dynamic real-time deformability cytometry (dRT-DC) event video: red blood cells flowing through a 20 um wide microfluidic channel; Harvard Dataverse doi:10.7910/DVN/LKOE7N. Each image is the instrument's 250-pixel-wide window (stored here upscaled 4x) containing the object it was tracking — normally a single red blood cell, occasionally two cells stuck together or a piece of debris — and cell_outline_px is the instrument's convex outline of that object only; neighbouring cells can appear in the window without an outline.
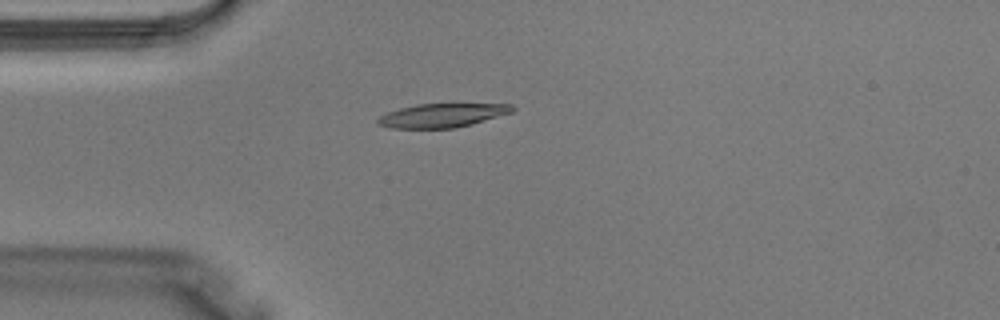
{"species": "Egyptian fruit bat (a non-hibernating species)", "species_latin": "Rousettus aegyptiacus", "temperature_condition": "warm", "stored_images_in_passage": 5, "camera_frame_rate_fps": 3000, "um_per_image_px": 0.085, "animal": {"sex": "male"}, "frame": {"image": 1, "passage_image": 5, "time_ms": 1.333, "image_size_px": [1000, 320], "cell_outline_px": [[516, 108], [512, 112], [472, 124], [452, 128], [392, 128], [376, 124], [376, 120], [380, 116], [388, 112], [400, 108], [416, 104], [512, 104]], "centroid_in_image_um": [37.57, 9.81], "position_along_channel_um": 47.4, "area_um2": 18.55}}